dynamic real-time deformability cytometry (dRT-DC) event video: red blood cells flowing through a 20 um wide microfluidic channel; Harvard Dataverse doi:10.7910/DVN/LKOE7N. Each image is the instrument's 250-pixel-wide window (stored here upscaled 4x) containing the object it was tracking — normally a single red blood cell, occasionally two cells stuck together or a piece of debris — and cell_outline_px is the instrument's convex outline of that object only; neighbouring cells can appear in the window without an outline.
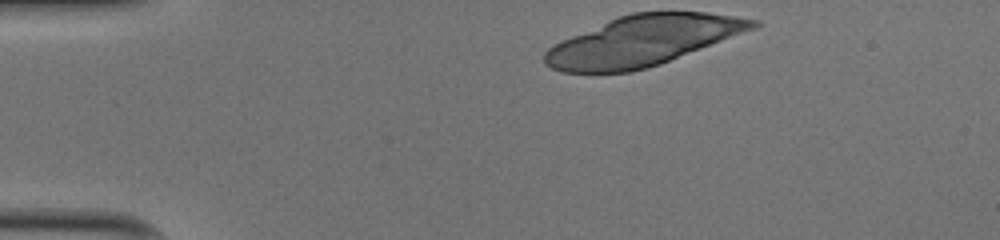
{"species": "human", "species_latin": "Homo sapiens", "temperature_condition": "cold", "stored_images_in_passage": 18, "camera_frame_rate_fps": 3000, "um_per_image_px": 0.085, "donor": {"sex": "male"}, "frame": {"image": 1, "passage_image": 1, "time_ms": 0.0, "image_size_px": [1000, 240], "cell_outline_px": [[760, 24], [756, 28], [660, 64], [648, 68], [632, 72], [560, 72], [544, 64], [544, 52], [552, 44], [560, 40], [608, 20], [632, 12], [708, 12], [760, 20]], "centroid_in_image_um": [54.61, 3.46], "position_along_channel_um": 30.4, "area_um2": 60.81}}
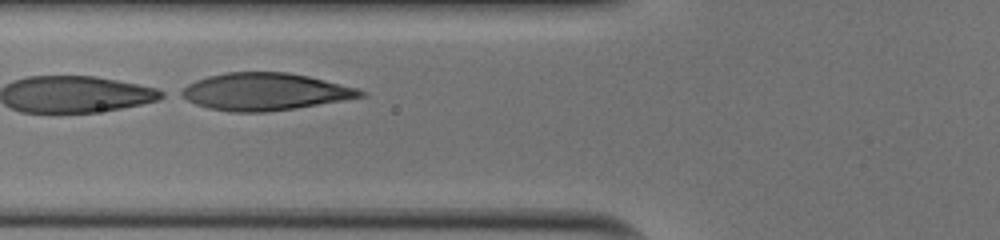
{"frame": {"image": 2, "passage_image": 12, "time_ms": 3.667, "image_size_px": [1000, 240], "cell_outline_px": [[368, 96], [268, 112], [232, 112], [208, 108], [196, 104], [180, 96], [176, 92], [188, 84], [196, 80], [208, 76], [224, 72], [288, 72], [308, 76], [356, 88], [368, 92]], "centroid_in_image_um": [22.48, 7.79], "position_along_channel_um": 103.3, "area_um2": 38.9}}